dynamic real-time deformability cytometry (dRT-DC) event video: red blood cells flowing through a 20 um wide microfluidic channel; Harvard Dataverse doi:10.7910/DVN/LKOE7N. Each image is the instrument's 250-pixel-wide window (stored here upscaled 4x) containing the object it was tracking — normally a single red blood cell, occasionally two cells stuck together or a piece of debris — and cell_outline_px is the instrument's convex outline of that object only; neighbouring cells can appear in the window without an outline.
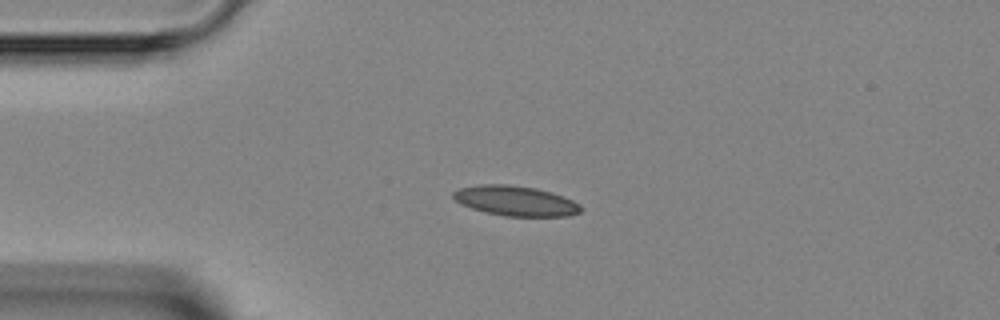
{"species": "Egyptian fruit bat (a non-hibernating species)", "species_latin": "Rousettus aegyptiacus", "temperature_condition": "room temperature", "stored_images_in_passage": 2, "camera_frame_rate_fps": 3000, "um_per_image_px": 0.085, "animal": {"sex": "female"}, "frame": {"image": 1, "passage_image": 2, "time_ms": 1.333, "image_size_px": [1000, 320], "cell_outline_px": [[584, 208], [580, 212], [568, 216], [504, 216], [472, 208], [456, 200], [452, 196], [452, 192], [460, 188], [480, 184], [508, 184], [536, 188], [552, 192], [564, 196], [580, 204]], "centroid_in_image_um": [43.87, 17.06], "position_along_channel_um": 41.1, "area_um2": 22.25}}